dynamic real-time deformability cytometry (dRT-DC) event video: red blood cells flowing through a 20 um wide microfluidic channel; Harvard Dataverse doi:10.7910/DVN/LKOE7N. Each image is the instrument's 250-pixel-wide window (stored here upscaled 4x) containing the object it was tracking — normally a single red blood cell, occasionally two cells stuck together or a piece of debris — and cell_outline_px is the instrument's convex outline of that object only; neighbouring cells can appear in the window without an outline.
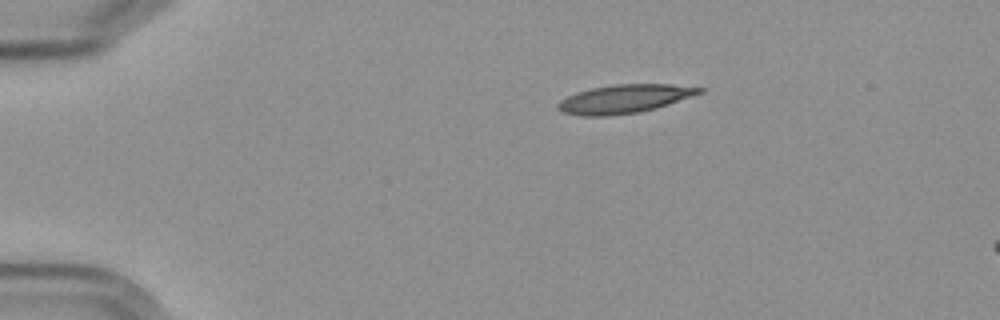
{"species": "Egyptian fruit bat (a non-hibernating species)", "species_latin": "Rousettus aegyptiacus", "temperature_condition": "cold", "stored_images_in_passage": 4, "camera_frame_rate_fps": 3000, "um_per_image_px": 0.085, "frame": {"image": 1, "passage_image": 1, "time_ms": 0.0, "image_size_px": [1000, 320], "cell_outline_px": [[704, 92], [656, 108], [636, 112], [608, 116], [580, 116], [564, 112], [556, 108], [556, 104], [560, 100], [576, 92], [592, 88], [616, 84], [672, 84], [704, 88]], "centroid_in_image_um": [53.06, 8.4], "position_along_channel_um": 31.9, "area_um2": 23.41}}
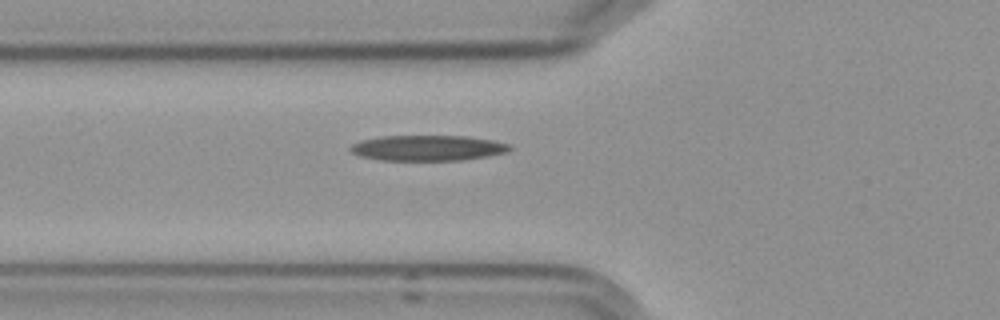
{"frame": {"image": 2, "passage_image": 4, "time_ms": 3.333, "image_size_px": [1000, 320], "cell_outline_px": [[512, 148], [508, 152], [460, 160], [380, 160], [360, 156], [352, 152], [348, 148], [352, 144], [360, 140], [380, 136], [468, 136], [492, 140], [508, 144]], "centroid_in_image_um": [36.31, 12.57], "position_along_channel_um": 89.5, "area_um2": 23.58}}